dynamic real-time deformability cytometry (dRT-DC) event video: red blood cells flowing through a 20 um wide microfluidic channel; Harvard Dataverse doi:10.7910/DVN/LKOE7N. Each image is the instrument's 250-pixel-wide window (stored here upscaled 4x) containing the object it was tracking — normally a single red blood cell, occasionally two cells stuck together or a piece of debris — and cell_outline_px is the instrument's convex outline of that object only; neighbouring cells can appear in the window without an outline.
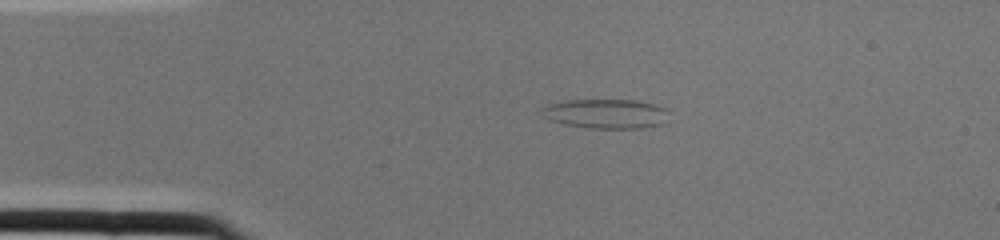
{"species": "common noctule bat (a hibernating species)", "species_latin": "Nyctalus noctula", "temperature_condition": "cold", "stored_images_in_passage": 1, "camera_frame_rate_fps": 3000, "um_per_image_px": 0.085, "animal": {"sex": "female", "body_mass_g": 22.0, "forearm_length_mm": 56.7}, "frame": {"image": 1, "passage_image": 1, "time_ms": 0.0, "image_size_px": [1000, 240], "cell_outline_px": [[664, 108], [660, 124], [644, 128], [588, 128], [564, 124], [548, 120], [540, 112], [540, 108], [548, 104], [568, 100], [636, 100], [652, 104]], "centroid_in_image_um": [51.35, 9.66], "position_along_channel_um": 33.7, "area_um2": 21.39}}